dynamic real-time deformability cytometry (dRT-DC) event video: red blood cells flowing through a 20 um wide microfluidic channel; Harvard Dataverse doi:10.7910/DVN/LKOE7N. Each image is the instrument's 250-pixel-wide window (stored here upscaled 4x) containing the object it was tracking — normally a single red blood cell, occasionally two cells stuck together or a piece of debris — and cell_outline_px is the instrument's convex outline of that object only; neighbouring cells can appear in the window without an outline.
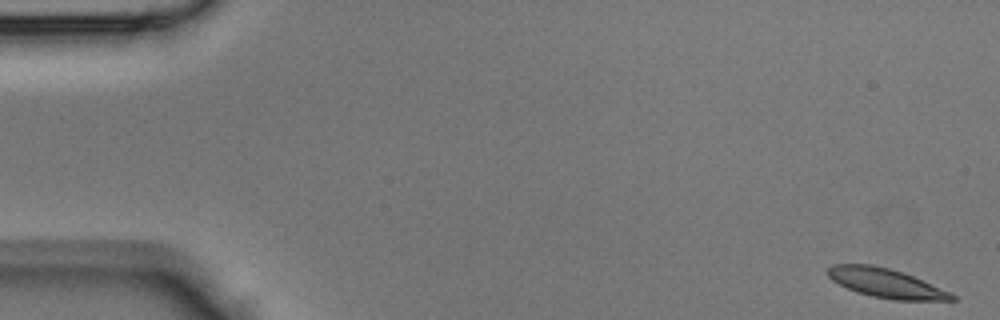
{"species": "Egyptian fruit bat (a non-hibernating species)", "species_latin": "Rousettus aegyptiacus", "temperature_condition": "room temperature", "stored_images_in_passage": 43, "camera_frame_rate_fps": 3000, "um_per_image_px": 0.085, "animal": {"sex": "male"}, "frame": {"image": 1, "passage_image": 1, "time_ms": 0.0, "image_size_px": [1000, 320], "cell_outline_px": [[956, 300], [892, 300], [872, 296], [856, 292], [832, 280], [824, 272], [832, 264], [872, 264], [904, 272], [952, 292], [956, 296]], "centroid_in_image_um": [75.31, 24.06], "position_along_channel_um": 9.7, "area_um2": 21.27}}
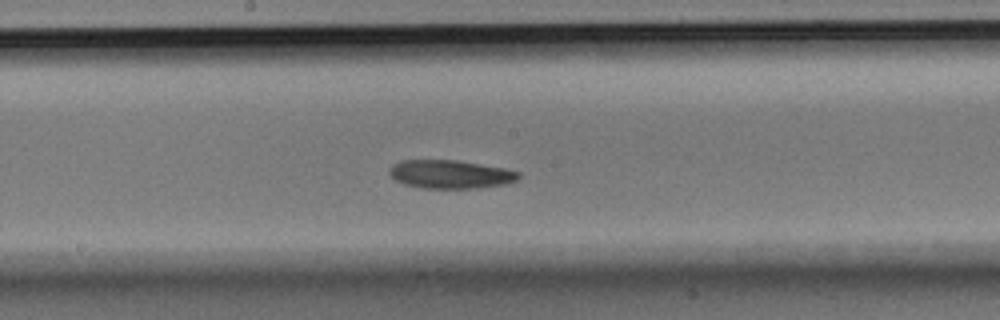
{"frame": {"image": 2, "passage_image": 23, "time_ms": 7.333, "image_size_px": [1000, 320], "cell_outline_px": [[520, 176], [516, 180], [508, 184], [480, 188], [424, 188], [404, 184], [396, 180], [388, 172], [392, 164], [400, 160], [456, 160], [504, 168], [520, 172]], "centroid_in_image_um": [38.29, 14.81], "position_along_channel_um": 209.9, "area_um2": 21.44}}
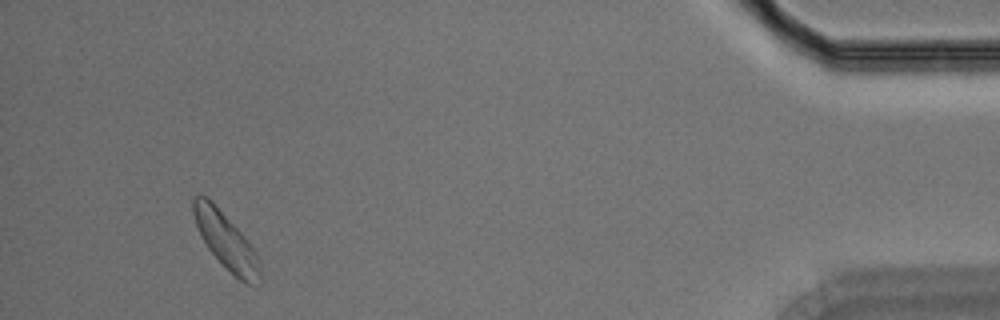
{"frame": {"image": 3, "passage_image": 41, "time_ms": 13.333, "image_size_px": [1000, 320], "cell_outline_px": [[260, 280], [248, 284], [240, 280], [208, 248], [196, 224], [192, 212], [192, 200], [196, 196], [208, 196], [212, 200], [244, 236], [256, 252], [260, 272]], "centroid_in_image_um": [19.18, 20.41], "position_along_channel_um": 416.0, "area_um2": 20.98}}